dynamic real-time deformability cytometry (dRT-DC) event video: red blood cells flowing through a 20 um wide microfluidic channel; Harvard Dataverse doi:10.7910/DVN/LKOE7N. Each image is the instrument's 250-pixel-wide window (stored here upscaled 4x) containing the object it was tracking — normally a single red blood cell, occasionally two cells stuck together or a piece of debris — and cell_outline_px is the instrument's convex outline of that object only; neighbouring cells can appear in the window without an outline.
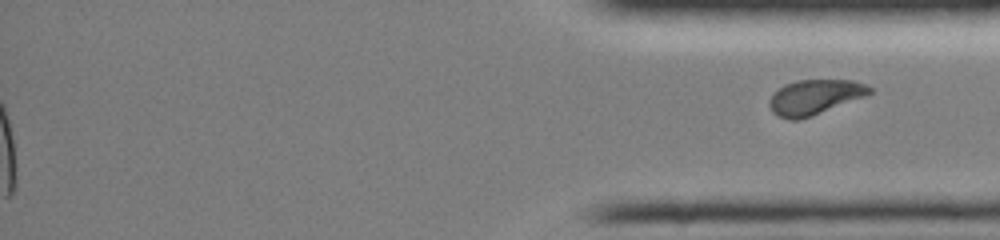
{"species": "common noctule bat (a hibernating species)", "species_latin": "Nyctalus noctula", "temperature_condition": "room temperature", "stored_images_in_passage": 49, "segment_of_instrument_passage": [2, 2], "camera_frame_rate_fps": 3000, "um_per_image_px": 0.085, "animal": {"sex": "female", "body_mass_g": 19.0, "forearm_length_mm": 51.5}, "frame": {"image": 1, "passage_image": 49, "time_ms": 16.0, "image_size_px": [1000, 240], "cell_outline_px": [[872, 92], [868, 96], [812, 116], [796, 120], [788, 120], [776, 116], [772, 112], [768, 104], [768, 100], [772, 92], [784, 84], [800, 80], [852, 80], [864, 84], [872, 88]], "centroid_in_image_um": [69.22, 8.26], "position_along_channel_um": 366.0, "area_um2": 20.81}}